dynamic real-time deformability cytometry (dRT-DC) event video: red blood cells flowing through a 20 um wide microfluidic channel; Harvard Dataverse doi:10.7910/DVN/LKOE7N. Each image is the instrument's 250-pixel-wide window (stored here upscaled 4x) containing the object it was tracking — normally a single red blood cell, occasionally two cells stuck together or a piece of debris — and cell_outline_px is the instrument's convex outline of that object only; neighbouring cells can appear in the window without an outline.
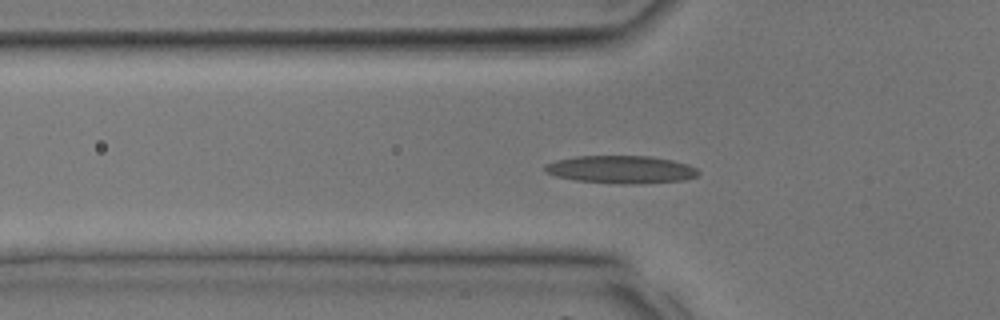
{"species": "common noctule bat (a hibernating species)", "species_latin": "Nyctalus noctula", "temperature_condition": "room temperature", "stored_images_in_passage": 30, "segment_of_instrument_passage": [1, 2], "camera_frame_rate_fps": 3000, "um_per_image_px": 0.085, "animal": {"sex": "male", "body_mass_g": 17.9, "forearm_length_mm": 54.2}, "frame": {"image": 1, "passage_image": 5, "time_ms": 1.333, "image_size_px": [1000, 320], "cell_outline_px": [[700, 172], [696, 176], [684, 180], [636, 184], [620, 184], [576, 180], [556, 176], [544, 172], [544, 164], [556, 160], [576, 156], [652, 156], [672, 160], [688, 164], [696, 168]], "centroid_in_image_um": [52.78, 14.4], "position_along_channel_um": 73.0, "area_um2": 24.91}}
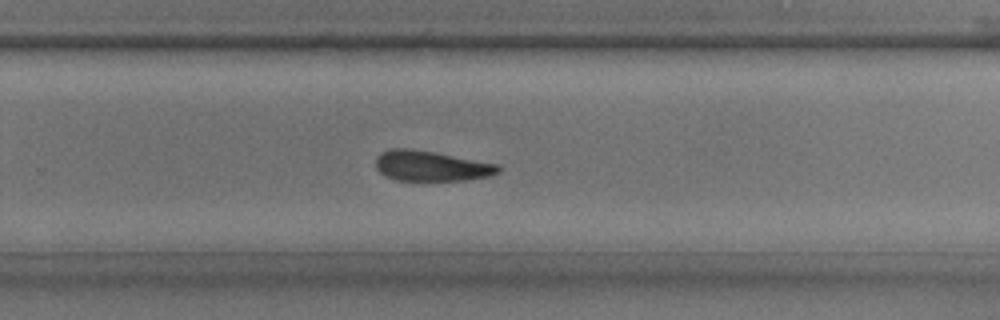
{"frame": {"image": 2, "passage_image": 17, "time_ms": 5.333, "image_size_px": [1000, 320], "cell_outline_px": [[500, 172], [488, 176], [464, 180], [396, 180], [384, 176], [376, 168], [376, 156], [380, 152], [388, 148], [412, 148], [436, 152], [500, 164]], "centroid_in_image_um": [36.62, 14.09], "position_along_channel_um": 293.2, "area_um2": 21.91}}
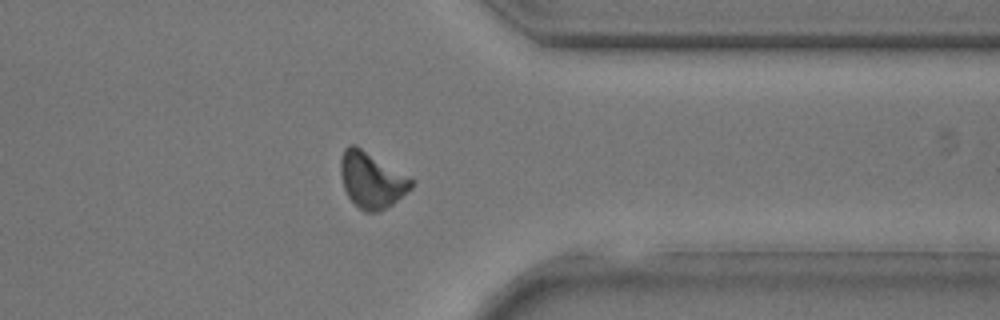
{"frame": {"image": 3, "passage_image": 22, "time_ms": 7.0, "image_size_px": [1000, 320], "cell_outline_px": [[416, 180], [412, 188], [392, 204], [380, 212], [364, 212], [348, 196], [344, 188], [340, 172], [340, 160], [344, 148], [348, 144], [356, 144]], "centroid_in_image_um": [31.6, 15.27], "position_along_channel_um": 379.8, "area_um2": 23.29}}